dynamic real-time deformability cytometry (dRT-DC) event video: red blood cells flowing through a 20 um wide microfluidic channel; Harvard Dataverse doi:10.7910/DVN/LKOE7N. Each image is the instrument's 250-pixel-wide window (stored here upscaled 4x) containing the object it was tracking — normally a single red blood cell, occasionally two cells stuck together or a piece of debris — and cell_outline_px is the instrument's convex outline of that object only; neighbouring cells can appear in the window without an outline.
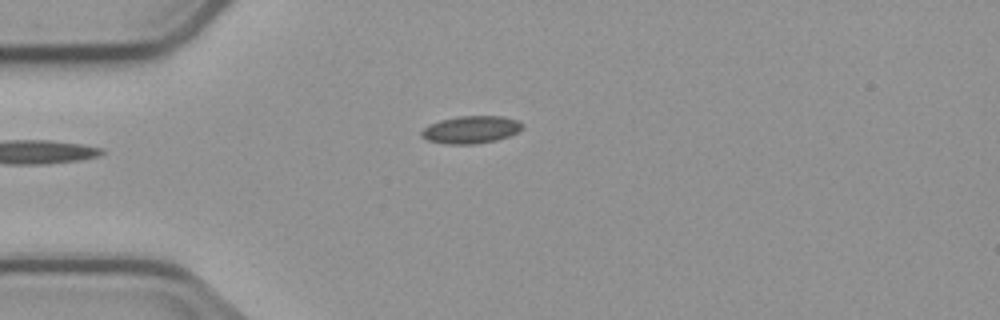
{"species": "common noctule bat (a hibernating species)", "species_latin": "Nyctalus noctula", "temperature_condition": "cold", "stored_images_in_passage": 4, "camera_frame_rate_fps": 3000, "um_per_image_px": 0.085, "animal": {"sex": "male", "body_mass_g": 23.1, "forearm_length_mm": 52.7}, "frame": {"image": 1, "passage_image": 4, "time_ms": 3.667, "image_size_px": [1000, 320], "cell_outline_px": [[524, 124], [516, 132], [508, 136], [496, 140], [472, 144], [448, 144], [428, 140], [420, 136], [420, 132], [428, 124], [440, 120], [460, 116], [504, 116], [516, 120]], "centroid_in_image_um": [39.99, 11.01], "position_along_channel_um": 45.0, "area_um2": 16.01}}